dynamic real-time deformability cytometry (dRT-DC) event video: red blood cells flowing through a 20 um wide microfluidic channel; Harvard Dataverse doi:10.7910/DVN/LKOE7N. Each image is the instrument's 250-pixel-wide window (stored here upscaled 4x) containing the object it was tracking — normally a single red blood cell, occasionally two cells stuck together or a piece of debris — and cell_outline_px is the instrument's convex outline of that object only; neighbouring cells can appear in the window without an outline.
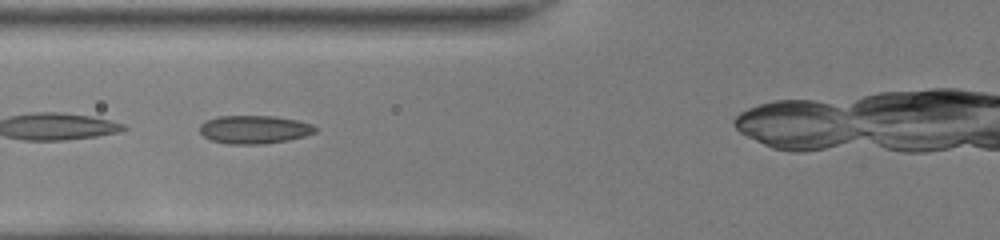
{"species": "common noctule bat (a hibernating species)", "species_latin": "Nyctalus noctula", "temperature_condition": "room temperature", "stored_images_in_passage": 34, "camera_frame_rate_fps": 3000, "um_per_image_px": 0.085, "animal": {"sex": "female", "body_mass_g": 22.0, "forearm_length_mm": 56.7}, "frame": {"image": 1, "passage_image": 10, "time_ms": 3.0, "image_size_px": [1000, 240], "cell_outline_px": [[320, 128], [316, 132], [304, 136], [288, 140], [264, 144], [228, 144], [212, 140], [204, 136], [200, 132], [200, 124], [204, 120], [216, 116], [276, 116], [296, 120], [312, 124]], "centroid_in_image_um": [21.62, 11.0], "position_along_channel_um": 104.2, "area_um2": 19.19}}